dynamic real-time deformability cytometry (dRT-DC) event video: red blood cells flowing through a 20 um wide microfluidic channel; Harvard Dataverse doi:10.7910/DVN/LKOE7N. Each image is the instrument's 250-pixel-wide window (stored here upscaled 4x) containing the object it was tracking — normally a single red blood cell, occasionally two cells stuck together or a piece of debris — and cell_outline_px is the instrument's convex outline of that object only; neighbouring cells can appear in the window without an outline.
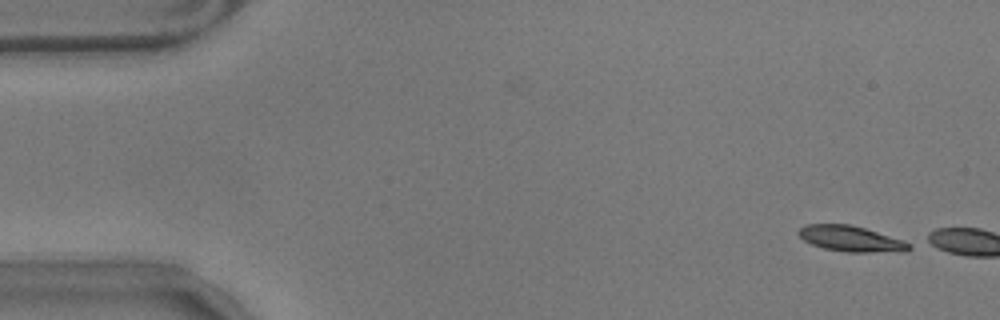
{"species": "common noctule bat (a hibernating species)", "species_latin": "Nyctalus noctula", "temperature_condition": "warm", "stored_images_in_passage": 4, "camera_frame_rate_fps": 3000, "um_per_image_px": 0.085, "animal": {"sex": "male", "body_mass_g": 17.9}, "frame": {"image": 1, "passage_image": 1, "time_ms": 0.0, "image_size_px": [1000, 320], "cell_outline_px": [[912, 248], [904, 252], [848, 252], [824, 248], [812, 244], [804, 240], [796, 232], [804, 224], [852, 224], [904, 240], [912, 244]], "centroid_in_image_um": [72.36, 20.29], "position_along_channel_um": 12.6, "area_um2": 16.7}}